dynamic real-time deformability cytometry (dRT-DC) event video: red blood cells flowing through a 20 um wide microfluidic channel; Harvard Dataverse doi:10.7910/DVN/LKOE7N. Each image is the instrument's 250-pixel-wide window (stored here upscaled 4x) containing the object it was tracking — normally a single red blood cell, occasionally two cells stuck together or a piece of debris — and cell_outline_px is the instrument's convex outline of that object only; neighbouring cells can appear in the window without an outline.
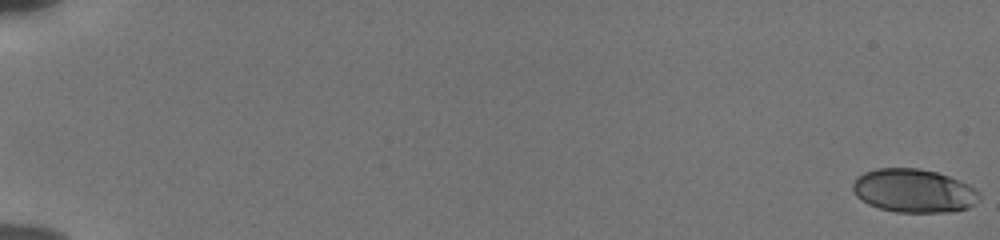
{"species": "human", "species_latin": "Homo sapiens", "temperature_condition": "cold", "stored_images_in_passage": 56, "camera_frame_rate_fps": 3000, "um_per_image_px": 0.085, "donor": {"sex": "male"}, "frame": {"image": 1, "passage_image": 1, "time_ms": 0.0, "image_size_px": [1000, 240], "cell_outline_px": [[980, 200], [968, 208], [948, 212], [896, 212], [880, 208], [868, 204], [856, 196], [852, 188], [852, 180], [856, 176], [864, 172], [876, 168], [916, 168], [936, 172], [948, 176], [968, 184], [976, 188], [980, 192]], "centroid_in_image_um": [77.66, 16.21], "position_along_channel_um": 7.3, "area_um2": 32.31}}
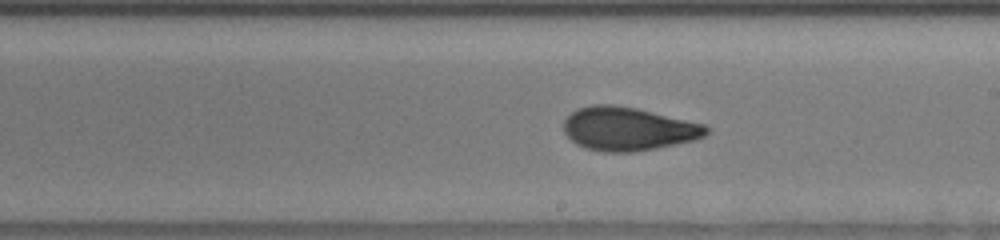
{"frame": {"image": 2, "passage_image": 35, "time_ms": 11.333, "image_size_px": [1000, 240], "cell_outline_px": [[708, 132], [704, 136], [692, 140], [656, 148], [632, 152], [604, 152], [584, 148], [576, 144], [564, 132], [564, 120], [572, 112], [580, 108], [592, 104], [612, 104], [636, 108], [704, 124], [708, 128]], "centroid_in_image_um": [53.36, 10.95], "position_along_channel_um": 235.6, "area_um2": 35.84}}
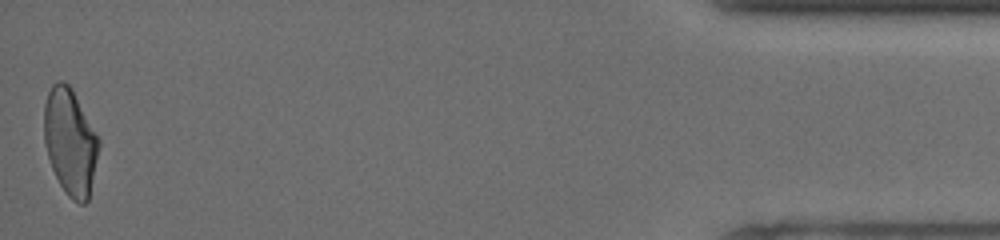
{"frame": {"image": 3, "passage_image": 56, "time_ms": 18.333, "image_size_px": [1000, 240], "cell_outline_px": [[100, 144], [88, 200], [84, 204], [80, 204], [72, 200], [68, 196], [60, 184], [52, 168], [48, 156], [44, 140], [44, 104], [48, 92], [52, 84], [56, 80], [64, 80], [72, 88], [100, 140]], "centroid_in_image_um": [5.96, 12.03], "position_along_channel_um": 429.2, "area_um2": 33.87}, "authors_computed_cell_mechanics": {"area_um2": 34.1309, "velocity_mm_per_s": 3.8478, "shape_relaxation_time_tau1_ms": 4.0682, "shape_relaxation_time_tau2_ms": 1.2158, "deformation_change_tau1": 0.1468, "deformation_change_tau2": 0.0593}}